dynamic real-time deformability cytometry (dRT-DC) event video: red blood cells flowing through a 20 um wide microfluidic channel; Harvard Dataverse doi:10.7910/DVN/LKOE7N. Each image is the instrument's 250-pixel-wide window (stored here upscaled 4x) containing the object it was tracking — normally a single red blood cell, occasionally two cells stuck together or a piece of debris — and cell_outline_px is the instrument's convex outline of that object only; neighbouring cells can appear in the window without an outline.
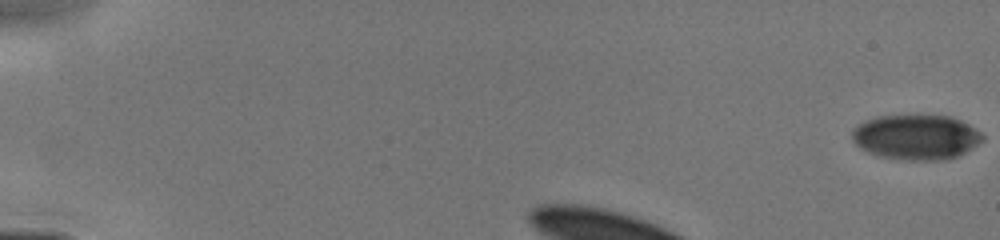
{"species": "human", "species_latin": "Homo sapiens", "temperature_condition": "cold", "stored_images_in_passage": 16, "camera_frame_rate_fps": 3000, "um_per_image_px": 0.085, "donor": {"sex": "male"}, "frame": {"image": 1, "passage_image": 1, "time_ms": 0.0, "image_size_px": [1000, 240], "cell_outline_px": [[984, 140], [964, 152], [956, 156], [944, 160], [908, 160], [880, 156], [868, 152], [860, 148], [852, 140], [852, 128], [856, 124], [864, 120], [876, 116], [916, 112], [952, 116], [976, 128], [984, 136]], "centroid_in_image_um": [77.84, 11.59], "position_along_channel_um": 7.2, "area_um2": 35.32}}
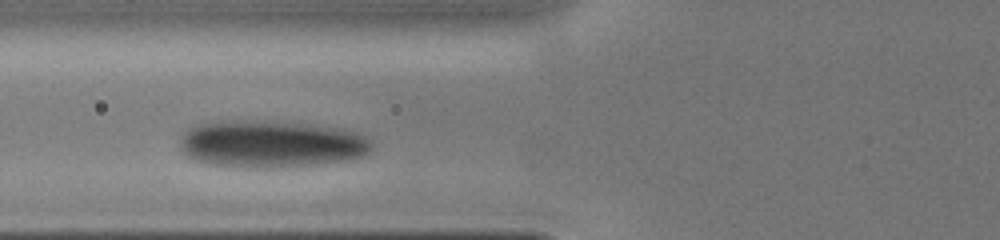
{"frame": {"image": 2, "passage_image": 10, "time_ms": 3.333, "image_size_px": [1000, 240], "cell_outline_px": [[372, 148], [368, 152], [360, 156], [348, 160], [324, 164], [272, 168], [244, 168], [208, 164], [188, 156], [184, 152], [180, 144], [180, 140], [184, 132], [192, 124], [208, 120], [264, 120], [312, 124], [340, 128], [356, 132], [364, 136], [372, 144]], "centroid_in_image_um": [22.99, 12.22], "position_along_channel_um": 102.8, "area_um2": 53.75}}
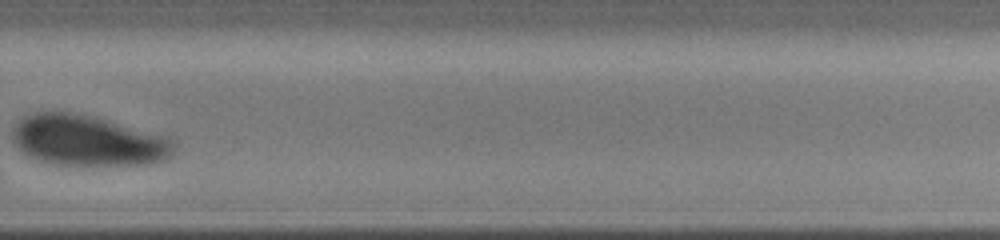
{"frame": {"image": 3, "passage_image": 16, "time_ms": 8.333, "image_size_px": [1000, 240], "cell_outline_px": [[172, 152], [164, 160], [148, 164], [60, 164], [28, 156], [12, 140], [12, 128], [24, 116], [32, 112], [68, 112], [96, 116], [168, 136], [172, 140]], "centroid_in_image_um": [7.45, 11.91], "position_along_channel_um": 322.3, "area_um2": 47.22}}